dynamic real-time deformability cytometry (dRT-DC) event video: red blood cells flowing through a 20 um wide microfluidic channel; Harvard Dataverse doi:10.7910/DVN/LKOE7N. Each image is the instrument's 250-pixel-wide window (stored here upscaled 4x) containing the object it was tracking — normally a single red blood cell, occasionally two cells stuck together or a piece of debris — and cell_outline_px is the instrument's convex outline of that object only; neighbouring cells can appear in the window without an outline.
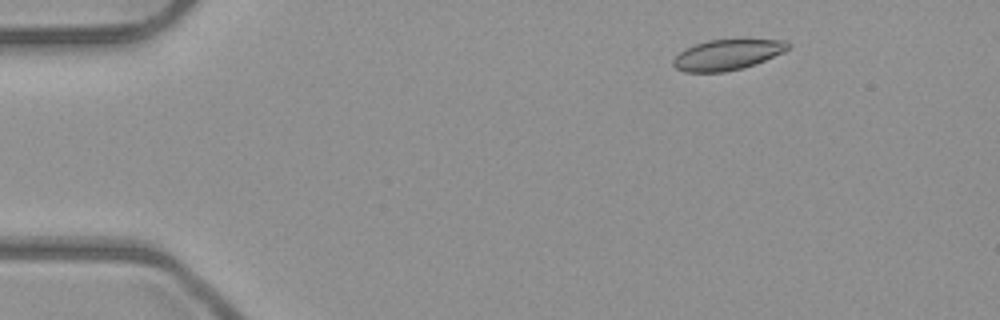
{"species": "common noctule bat (a hibernating species)", "species_latin": "Nyctalus noctula", "temperature_condition": "room temperature", "stored_images_in_passage": 10, "camera_frame_rate_fps": 3000, "um_per_image_px": 0.085, "animal": {"sex": "male", "body_mass_g": 23.1, "forearm_length_mm": 52.7}, "frame": {"image": 1, "passage_image": 1, "time_ms": 0.0, "image_size_px": [1000, 320], "cell_outline_px": [[792, 48], [784, 52], [756, 64], [724, 72], [684, 72], [676, 68], [672, 64], [672, 60], [684, 48], [708, 40], [784, 40], [792, 44]], "centroid_in_image_um": [61.83, 4.65], "position_along_channel_um": 23.2, "area_um2": 20.4}}